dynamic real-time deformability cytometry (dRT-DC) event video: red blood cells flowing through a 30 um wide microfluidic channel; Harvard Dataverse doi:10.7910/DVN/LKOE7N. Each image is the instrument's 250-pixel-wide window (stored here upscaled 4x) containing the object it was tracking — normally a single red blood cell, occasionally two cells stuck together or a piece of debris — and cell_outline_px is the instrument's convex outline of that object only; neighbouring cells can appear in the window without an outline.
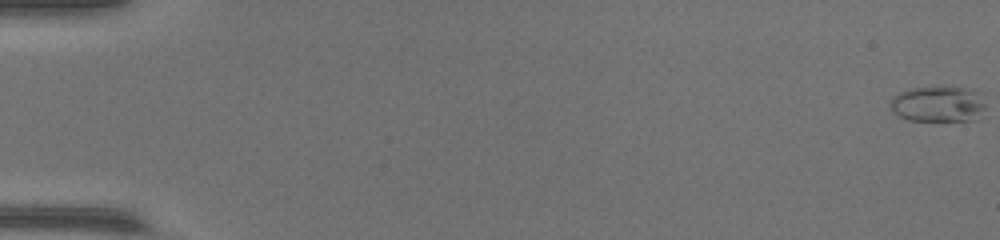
{"species": "common noctule bat (a hibernating species)", "species_latin": "Nyctalus noctula", "temperature_condition": "warm", "stored_images_in_passage": 50, "camera_frame_rate_fps": 3000, "um_per_image_px": 0.085, "animal": {"sex": "female", "body_mass_g": 17.0, "forearm_length_mm": 48.0}, "frame": {"image": 1, "passage_image": 1, "time_ms": 0.0, "image_size_px": [1000, 240], "cell_outline_px": [[984, 108], [976, 120], [908, 120], [892, 112], [892, 96], [908, 88], [940, 84], [952, 84], [972, 88], [984, 92]], "centroid_in_image_um": [79.81, 8.76], "position_along_channel_um": 5.2, "area_um2": 20.92}}
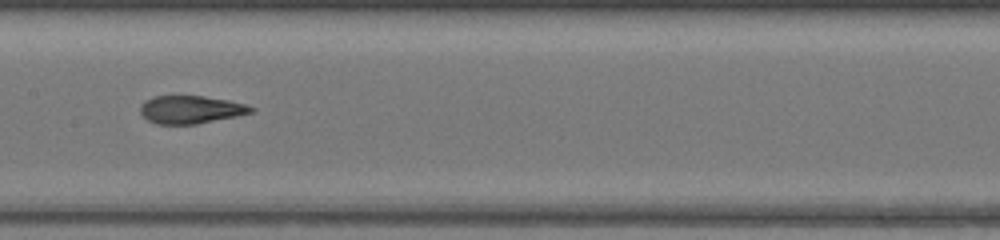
{"frame": {"image": 2, "passage_image": 30, "time_ms": 9.667, "image_size_px": [1000, 240], "cell_outline_px": [[256, 108], [252, 112], [236, 116], [196, 124], [156, 124], [148, 120], [140, 112], [140, 104], [144, 100], [152, 96], [204, 96], [228, 100], [244, 104]], "centroid_in_image_um": [16.17, 9.31], "position_along_channel_um": 191.2, "area_um2": 17.98}}
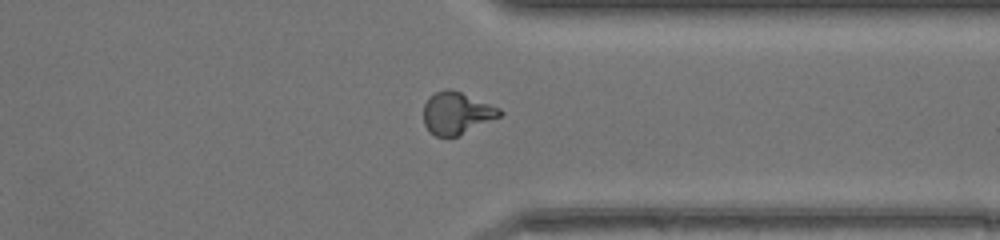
{"frame": {"image": 3, "passage_image": 44, "time_ms": 14.333, "image_size_px": [1000, 240], "cell_outline_px": [[504, 112], [500, 116], [456, 136], [436, 136], [424, 124], [424, 104], [428, 96], [436, 92], [448, 88], [460, 92], [500, 108]], "centroid_in_image_um": [38.8, 9.59], "position_along_channel_um": 372.6, "area_um2": 18.26}}